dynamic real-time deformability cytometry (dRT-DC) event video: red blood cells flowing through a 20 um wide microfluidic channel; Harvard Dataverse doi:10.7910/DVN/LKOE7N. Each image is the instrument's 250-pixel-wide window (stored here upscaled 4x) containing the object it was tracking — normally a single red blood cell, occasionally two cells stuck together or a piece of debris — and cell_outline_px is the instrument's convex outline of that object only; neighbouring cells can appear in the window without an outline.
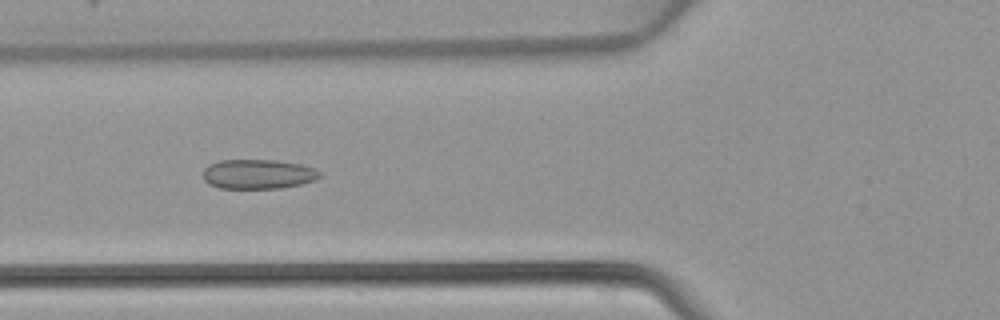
{"species": "common noctule bat (a hibernating species)", "species_latin": "Nyctalus noctula", "temperature_condition": "warm", "stored_images_in_passage": 46, "camera_frame_rate_fps": 3000, "um_per_image_px": 0.085, "animal": {"sex": "female", "body_mass_g": 22.7, "forearm_length_mm": 54.2}, "frame": {"image": 1, "passage_image": 17, "time_ms": 5.333, "image_size_px": [1000, 320], "cell_outline_px": [[320, 176], [316, 180], [284, 188], [220, 188], [208, 184], [204, 180], [204, 168], [208, 164], [220, 160], [276, 160], [300, 164], [316, 168], [320, 172]], "centroid_in_image_um": [21.94, 14.8], "position_along_channel_um": 103.9, "area_um2": 20.23}}
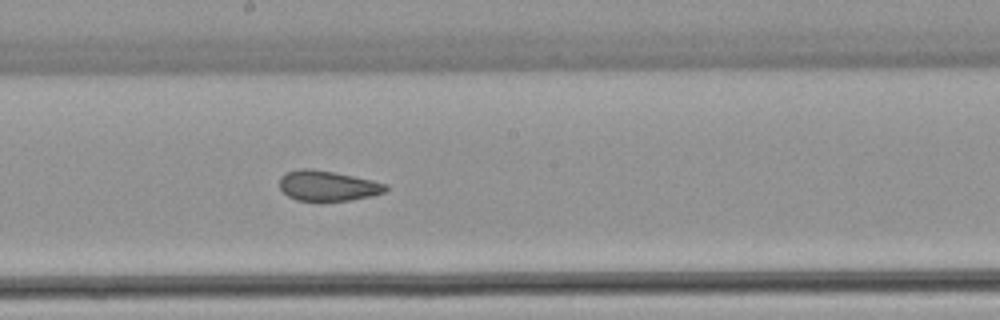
{"frame": {"image": 2, "passage_image": 25, "time_ms": 8.0, "image_size_px": [1000, 320], "cell_outline_px": [[388, 188], [384, 192], [372, 196], [352, 200], [296, 200], [288, 196], [280, 188], [280, 176], [288, 172], [300, 168], [312, 168], [372, 180], [388, 184]], "centroid_in_image_um": [27.86, 15.78], "position_along_channel_um": 220.3, "area_um2": 18.55}}
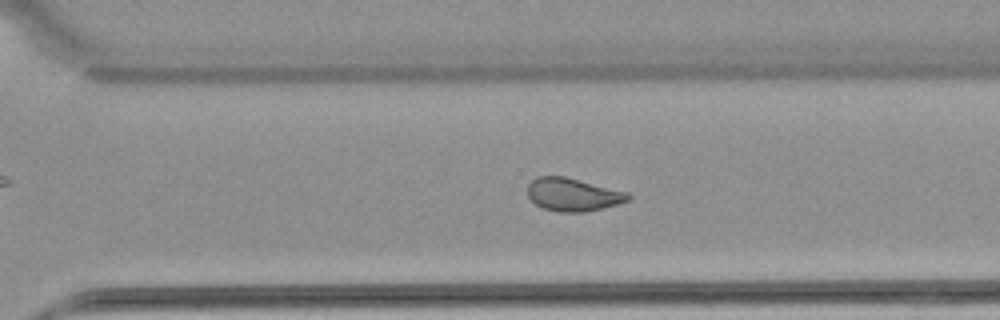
{"frame": {"image": 3, "passage_image": 32, "time_ms": 10.333, "image_size_px": [1000, 320], "cell_outline_px": [[632, 196], [628, 200], [616, 204], [584, 212], [560, 212], [544, 208], [536, 204], [528, 196], [528, 184], [536, 176], [564, 176], [628, 192]], "centroid_in_image_um": [48.68, 16.53], "position_along_channel_um": 321.9, "area_um2": 19.13}}